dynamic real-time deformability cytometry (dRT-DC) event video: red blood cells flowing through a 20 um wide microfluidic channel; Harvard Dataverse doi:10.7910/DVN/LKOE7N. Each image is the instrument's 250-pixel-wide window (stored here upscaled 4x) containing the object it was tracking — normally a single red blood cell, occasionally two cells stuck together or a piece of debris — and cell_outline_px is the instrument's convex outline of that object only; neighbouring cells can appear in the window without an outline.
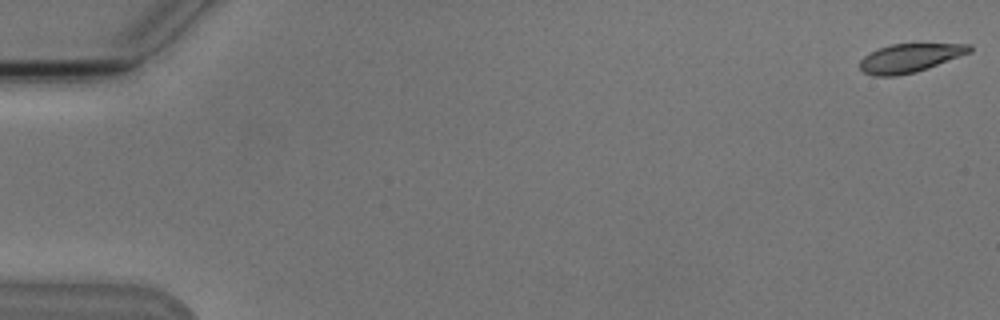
{"species": "Egyptian fruit bat (a non-hibernating species)", "species_latin": "Rousettus aegyptiacus", "temperature_condition": "cold", "stored_images_in_passage": 5, "camera_frame_rate_fps": 3000, "um_per_image_px": 0.085, "animal": {"sex": "male"}, "frame": {"image": 1, "passage_image": 1, "time_ms": 0.0, "image_size_px": [1000, 320], "cell_outline_px": [[972, 52], [928, 68], [916, 72], [896, 76], [872, 76], [864, 72], [860, 68], [860, 60], [864, 56], [880, 48], [892, 44], [972, 44]], "centroid_in_image_um": [77.35, 4.94], "position_along_channel_um": 7.6, "area_um2": 18.21}}